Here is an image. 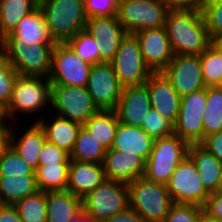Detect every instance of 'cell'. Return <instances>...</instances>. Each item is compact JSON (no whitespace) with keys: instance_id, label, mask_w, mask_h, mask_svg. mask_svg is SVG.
Returning a JSON list of instances; mask_svg holds the SVG:
<instances>
[{"instance_id":"obj_26","label":"cell","mask_w":222,"mask_h":222,"mask_svg":"<svg viewBox=\"0 0 222 222\" xmlns=\"http://www.w3.org/2000/svg\"><path fill=\"white\" fill-rule=\"evenodd\" d=\"M23 132L24 134L18 139L15 132L12 131L11 147L35 171L39 166V155L46 141L45 134L37 122H33Z\"/></svg>"},{"instance_id":"obj_51","label":"cell","mask_w":222,"mask_h":222,"mask_svg":"<svg viewBox=\"0 0 222 222\" xmlns=\"http://www.w3.org/2000/svg\"><path fill=\"white\" fill-rule=\"evenodd\" d=\"M8 118L7 106L0 101V125L7 124L8 122L5 123V121L10 120Z\"/></svg>"},{"instance_id":"obj_19","label":"cell","mask_w":222,"mask_h":222,"mask_svg":"<svg viewBox=\"0 0 222 222\" xmlns=\"http://www.w3.org/2000/svg\"><path fill=\"white\" fill-rule=\"evenodd\" d=\"M153 109L173 124L179 115L181 96L162 72L152 73L145 82Z\"/></svg>"},{"instance_id":"obj_15","label":"cell","mask_w":222,"mask_h":222,"mask_svg":"<svg viewBox=\"0 0 222 222\" xmlns=\"http://www.w3.org/2000/svg\"><path fill=\"white\" fill-rule=\"evenodd\" d=\"M162 73L181 97L206 88L200 55H174Z\"/></svg>"},{"instance_id":"obj_36","label":"cell","mask_w":222,"mask_h":222,"mask_svg":"<svg viewBox=\"0 0 222 222\" xmlns=\"http://www.w3.org/2000/svg\"><path fill=\"white\" fill-rule=\"evenodd\" d=\"M66 44L86 62L92 65L100 63L98 42L86 30L78 32L74 37L70 38Z\"/></svg>"},{"instance_id":"obj_8","label":"cell","mask_w":222,"mask_h":222,"mask_svg":"<svg viewBox=\"0 0 222 222\" xmlns=\"http://www.w3.org/2000/svg\"><path fill=\"white\" fill-rule=\"evenodd\" d=\"M82 206L97 222L123 213L129 208L128 184L106 180L82 199Z\"/></svg>"},{"instance_id":"obj_21","label":"cell","mask_w":222,"mask_h":222,"mask_svg":"<svg viewBox=\"0 0 222 222\" xmlns=\"http://www.w3.org/2000/svg\"><path fill=\"white\" fill-rule=\"evenodd\" d=\"M106 180L103 164L71 160L66 190L83 199Z\"/></svg>"},{"instance_id":"obj_24","label":"cell","mask_w":222,"mask_h":222,"mask_svg":"<svg viewBox=\"0 0 222 222\" xmlns=\"http://www.w3.org/2000/svg\"><path fill=\"white\" fill-rule=\"evenodd\" d=\"M35 122L43 129L47 141L69 154L72 152L78 132L82 127L80 123L70 121L58 115L50 123H47L44 117H39Z\"/></svg>"},{"instance_id":"obj_9","label":"cell","mask_w":222,"mask_h":222,"mask_svg":"<svg viewBox=\"0 0 222 222\" xmlns=\"http://www.w3.org/2000/svg\"><path fill=\"white\" fill-rule=\"evenodd\" d=\"M62 118L83 125L100 110L86 87L51 84V108Z\"/></svg>"},{"instance_id":"obj_38","label":"cell","mask_w":222,"mask_h":222,"mask_svg":"<svg viewBox=\"0 0 222 222\" xmlns=\"http://www.w3.org/2000/svg\"><path fill=\"white\" fill-rule=\"evenodd\" d=\"M18 75L0 45V101L6 106L11 100L13 86Z\"/></svg>"},{"instance_id":"obj_39","label":"cell","mask_w":222,"mask_h":222,"mask_svg":"<svg viewBox=\"0 0 222 222\" xmlns=\"http://www.w3.org/2000/svg\"><path fill=\"white\" fill-rule=\"evenodd\" d=\"M141 128L154 140L174 133V124L153 108L147 113Z\"/></svg>"},{"instance_id":"obj_43","label":"cell","mask_w":222,"mask_h":222,"mask_svg":"<svg viewBox=\"0 0 222 222\" xmlns=\"http://www.w3.org/2000/svg\"><path fill=\"white\" fill-rule=\"evenodd\" d=\"M70 154L65 150L58 148L49 141H45L40 155L39 165H56L59 163H70Z\"/></svg>"},{"instance_id":"obj_4","label":"cell","mask_w":222,"mask_h":222,"mask_svg":"<svg viewBox=\"0 0 222 222\" xmlns=\"http://www.w3.org/2000/svg\"><path fill=\"white\" fill-rule=\"evenodd\" d=\"M129 208L146 222H163L174 204L167 186L150 182L144 177L128 184Z\"/></svg>"},{"instance_id":"obj_23","label":"cell","mask_w":222,"mask_h":222,"mask_svg":"<svg viewBox=\"0 0 222 222\" xmlns=\"http://www.w3.org/2000/svg\"><path fill=\"white\" fill-rule=\"evenodd\" d=\"M18 42L28 46L35 44H57L51 37L49 28L40 8L23 17L10 33Z\"/></svg>"},{"instance_id":"obj_50","label":"cell","mask_w":222,"mask_h":222,"mask_svg":"<svg viewBox=\"0 0 222 222\" xmlns=\"http://www.w3.org/2000/svg\"><path fill=\"white\" fill-rule=\"evenodd\" d=\"M68 222H97L93 217L88 215L83 209Z\"/></svg>"},{"instance_id":"obj_17","label":"cell","mask_w":222,"mask_h":222,"mask_svg":"<svg viewBox=\"0 0 222 222\" xmlns=\"http://www.w3.org/2000/svg\"><path fill=\"white\" fill-rule=\"evenodd\" d=\"M85 30L98 42L100 63H110L114 59L121 40L127 34L117 15L87 18Z\"/></svg>"},{"instance_id":"obj_41","label":"cell","mask_w":222,"mask_h":222,"mask_svg":"<svg viewBox=\"0 0 222 222\" xmlns=\"http://www.w3.org/2000/svg\"><path fill=\"white\" fill-rule=\"evenodd\" d=\"M203 211L197 205L174 203L163 222H200Z\"/></svg>"},{"instance_id":"obj_48","label":"cell","mask_w":222,"mask_h":222,"mask_svg":"<svg viewBox=\"0 0 222 222\" xmlns=\"http://www.w3.org/2000/svg\"><path fill=\"white\" fill-rule=\"evenodd\" d=\"M0 222H22L14 205L0 204Z\"/></svg>"},{"instance_id":"obj_46","label":"cell","mask_w":222,"mask_h":222,"mask_svg":"<svg viewBox=\"0 0 222 222\" xmlns=\"http://www.w3.org/2000/svg\"><path fill=\"white\" fill-rule=\"evenodd\" d=\"M169 9H184L203 12L208 0H163Z\"/></svg>"},{"instance_id":"obj_44","label":"cell","mask_w":222,"mask_h":222,"mask_svg":"<svg viewBox=\"0 0 222 222\" xmlns=\"http://www.w3.org/2000/svg\"><path fill=\"white\" fill-rule=\"evenodd\" d=\"M203 210L208 216L222 220V190L210 194Z\"/></svg>"},{"instance_id":"obj_34","label":"cell","mask_w":222,"mask_h":222,"mask_svg":"<svg viewBox=\"0 0 222 222\" xmlns=\"http://www.w3.org/2000/svg\"><path fill=\"white\" fill-rule=\"evenodd\" d=\"M22 222L46 221V192L38 191L19 200L14 205Z\"/></svg>"},{"instance_id":"obj_11","label":"cell","mask_w":222,"mask_h":222,"mask_svg":"<svg viewBox=\"0 0 222 222\" xmlns=\"http://www.w3.org/2000/svg\"><path fill=\"white\" fill-rule=\"evenodd\" d=\"M121 86H139L145 84L152 74L145 65L137 38L126 34L110 62Z\"/></svg>"},{"instance_id":"obj_10","label":"cell","mask_w":222,"mask_h":222,"mask_svg":"<svg viewBox=\"0 0 222 222\" xmlns=\"http://www.w3.org/2000/svg\"><path fill=\"white\" fill-rule=\"evenodd\" d=\"M167 190L173 203L204 207L210 193L200 180L197 167L187 155L172 173Z\"/></svg>"},{"instance_id":"obj_1","label":"cell","mask_w":222,"mask_h":222,"mask_svg":"<svg viewBox=\"0 0 222 222\" xmlns=\"http://www.w3.org/2000/svg\"><path fill=\"white\" fill-rule=\"evenodd\" d=\"M165 28L175 55H201L212 44L203 14L198 11L169 9Z\"/></svg>"},{"instance_id":"obj_49","label":"cell","mask_w":222,"mask_h":222,"mask_svg":"<svg viewBox=\"0 0 222 222\" xmlns=\"http://www.w3.org/2000/svg\"><path fill=\"white\" fill-rule=\"evenodd\" d=\"M12 130L10 123L0 125V157L11 147Z\"/></svg>"},{"instance_id":"obj_25","label":"cell","mask_w":222,"mask_h":222,"mask_svg":"<svg viewBox=\"0 0 222 222\" xmlns=\"http://www.w3.org/2000/svg\"><path fill=\"white\" fill-rule=\"evenodd\" d=\"M82 209V199L67 190L46 192L47 222H68Z\"/></svg>"},{"instance_id":"obj_42","label":"cell","mask_w":222,"mask_h":222,"mask_svg":"<svg viewBox=\"0 0 222 222\" xmlns=\"http://www.w3.org/2000/svg\"><path fill=\"white\" fill-rule=\"evenodd\" d=\"M119 0H84L87 18L118 15Z\"/></svg>"},{"instance_id":"obj_28","label":"cell","mask_w":222,"mask_h":222,"mask_svg":"<svg viewBox=\"0 0 222 222\" xmlns=\"http://www.w3.org/2000/svg\"><path fill=\"white\" fill-rule=\"evenodd\" d=\"M39 191L35 175L0 176V204L15 205Z\"/></svg>"},{"instance_id":"obj_5","label":"cell","mask_w":222,"mask_h":222,"mask_svg":"<svg viewBox=\"0 0 222 222\" xmlns=\"http://www.w3.org/2000/svg\"><path fill=\"white\" fill-rule=\"evenodd\" d=\"M188 148L189 145L174 133L155 139L143 177L150 182L167 185L176 167L188 155Z\"/></svg>"},{"instance_id":"obj_13","label":"cell","mask_w":222,"mask_h":222,"mask_svg":"<svg viewBox=\"0 0 222 222\" xmlns=\"http://www.w3.org/2000/svg\"><path fill=\"white\" fill-rule=\"evenodd\" d=\"M207 103V87L181 97L179 115L174 123V134L188 145L204 140L203 112Z\"/></svg>"},{"instance_id":"obj_27","label":"cell","mask_w":222,"mask_h":222,"mask_svg":"<svg viewBox=\"0 0 222 222\" xmlns=\"http://www.w3.org/2000/svg\"><path fill=\"white\" fill-rule=\"evenodd\" d=\"M188 156L195 163L205 189L210 194L217 192L222 162L200 144L189 145Z\"/></svg>"},{"instance_id":"obj_6","label":"cell","mask_w":222,"mask_h":222,"mask_svg":"<svg viewBox=\"0 0 222 222\" xmlns=\"http://www.w3.org/2000/svg\"><path fill=\"white\" fill-rule=\"evenodd\" d=\"M168 5L163 0H119L118 20L127 34L165 27Z\"/></svg>"},{"instance_id":"obj_52","label":"cell","mask_w":222,"mask_h":222,"mask_svg":"<svg viewBox=\"0 0 222 222\" xmlns=\"http://www.w3.org/2000/svg\"><path fill=\"white\" fill-rule=\"evenodd\" d=\"M212 45H213L220 53H222V35L213 38V39H212Z\"/></svg>"},{"instance_id":"obj_20","label":"cell","mask_w":222,"mask_h":222,"mask_svg":"<svg viewBox=\"0 0 222 222\" xmlns=\"http://www.w3.org/2000/svg\"><path fill=\"white\" fill-rule=\"evenodd\" d=\"M145 163L138 155L110 148L106 151L103 165L107 180L129 184L144 176Z\"/></svg>"},{"instance_id":"obj_37","label":"cell","mask_w":222,"mask_h":222,"mask_svg":"<svg viewBox=\"0 0 222 222\" xmlns=\"http://www.w3.org/2000/svg\"><path fill=\"white\" fill-rule=\"evenodd\" d=\"M35 175L34 170L21 156L10 147L4 155L0 157V176H26Z\"/></svg>"},{"instance_id":"obj_16","label":"cell","mask_w":222,"mask_h":222,"mask_svg":"<svg viewBox=\"0 0 222 222\" xmlns=\"http://www.w3.org/2000/svg\"><path fill=\"white\" fill-rule=\"evenodd\" d=\"M133 35L138 40L145 65L152 73L162 72L175 55L166 28L146 29Z\"/></svg>"},{"instance_id":"obj_3","label":"cell","mask_w":222,"mask_h":222,"mask_svg":"<svg viewBox=\"0 0 222 222\" xmlns=\"http://www.w3.org/2000/svg\"><path fill=\"white\" fill-rule=\"evenodd\" d=\"M55 45L35 44L28 46L23 42H18L11 34L1 39V46L9 62L20 76L48 78Z\"/></svg>"},{"instance_id":"obj_2","label":"cell","mask_w":222,"mask_h":222,"mask_svg":"<svg viewBox=\"0 0 222 222\" xmlns=\"http://www.w3.org/2000/svg\"><path fill=\"white\" fill-rule=\"evenodd\" d=\"M39 8L56 43H66L85 30L84 0H39Z\"/></svg>"},{"instance_id":"obj_31","label":"cell","mask_w":222,"mask_h":222,"mask_svg":"<svg viewBox=\"0 0 222 222\" xmlns=\"http://www.w3.org/2000/svg\"><path fill=\"white\" fill-rule=\"evenodd\" d=\"M69 166L70 163L39 165L34 171L39 190L43 192L66 190Z\"/></svg>"},{"instance_id":"obj_29","label":"cell","mask_w":222,"mask_h":222,"mask_svg":"<svg viewBox=\"0 0 222 222\" xmlns=\"http://www.w3.org/2000/svg\"><path fill=\"white\" fill-rule=\"evenodd\" d=\"M39 7V0H0V40Z\"/></svg>"},{"instance_id":"obj_18","label":"cell","mask_w":222,"mask_h":222,"mask_svg":"<svg viewBox=\"0 0 222 222\" xmlns=\"http://www.w3.org/2000/svg\"><path fill=\"white\" fill-rule=\"evenodd\" d=\"M151 108L150 94L143 84L124 87L115 112L122 124L141 127Z\"/></svg>"},{"instance_id":"obj_32","label":"cell","mask_w":222,"mask_h":222,"mask_svg":"<svg viewBox=\"0 0 222 222\" xmlns=\"http://www.w3.org/2000/svg\"><path fill=\"white\" fill-rule=\"evenodd\" d=\"M107 149L95 140L83 127L78 132L70 159L103 164Z\"/></svg>"},{"instance_id":"obj_47","label":"cell","mask_w":222,"mask_h":222,"mask_svg":"<svg viewBox=\"0 0 222 222\" xmlns=\"http://www.w3.org/2000/svg\"><path fill=\"white\" fill-rule=\"evenodd\" d=\"M104 222H146L138 213L128 208L125 212L116 214Z\"/></svg>"},{"instance_id":"obj_12","label":"cell","mask_w":222,"mask_h":222,"mask_svg":"<svg viewBox=\"0 0 222 222\" xmlns=\"http://www.w3.org/2000/svg\"><path fill=\"white\" fill-rule=\"evenodd\" d=\"M92 64L83 60L66 43H57L52 52L51 84L86 87Z\"/></svg>"},{"instance_id":"obj_14","label":"cell","mask_w":222,"mask_h":222,"mask_svg":"<svg viewBox=\"0 0 222 222\" xmlns=\"http://www.w3.org/2000/svg\"><path fill=\"white\" fill-rule=\"evenodd\" d=\"M86 88L99 110H116L123 87L111 63L92 65Z\"/></svg>"},{"instance_id":"obj_33","label":"cell","mask_w":222,"mask_h":222,"mask_svg":"<svg viewBox=\"0 0 222 222\" xmlns=\"http://www.w3.org/2000/svg\"><path fill=\"white\" fill-rule=\"evenodd\" d=\"M202 119L204 138L222 131V87H207V103Z\"/></svg>"},{"instance_id":"obj_35","label":"cell","mask_w":222,"mask_h":222,"mask_svg":"<svg viewBox=\"0 0 222 222\" xmlns=\"http://www.w3.org/2000/svg\"><path fill=\"white\" fill-rule=\"evenodd\" d=\"M202 75L206 87H221L222 53L212 44L200 55Z\"/></svg>"},{"instance_id":"obj_54","label":"cell","mask_w":222,"mask_h":222,"mask_svg":"<svg viewBox=\"0 0 222 222\" xmlns=\"http://www.w3.org/2000/svg\"><path fill=\"white\" fill-rule=\"evenodd\" d=\"M218 190H222V165H221L219 182H218Z\"/></svg>"},{"instance_id":"obj_45","label":"cell","mask_w":222,"mask_h":222,"mask_svg":"<svg viewBox=\"0 0 222 222\" xmlns=\"http://www.w3.org/2000/svg\"><path fill=\"white\" fill-rule=\"evenodd\" d=\"M200 145L222 162V131L206 136Z\"/></svg>"},{"instance_id":"obj_22","label":"cell","mask_w":222,"mask_h":222,"mask_svg":"<svg viewBox=\"0 0 222 222\" xmlns=\"http://www.w3.org/2000/svg\"><path fill=\"white\" fill-rule=\"evenodd\" d=\"M153 144L154 139L141 127L128 126L119 122L112 148L121 150L125 154L138 155L146 162Z\"/></svg>"},{"instance_id":"obj_30","label":"cell","mask_w":222,"mask_h":222,"mask_svg":"<svg viewBox=\"0 0 222 222\" xmlns=\"http://www.w3.org/2000/svg\"><path fill=\"white\" fill-rule=\"evenodd\" d=\"M118 125L119 120L115 111L100 110L82 127L106 149H110L113 146Z\"/></svg>"},{"instance_id":"obj_40","label":"cell","mask_w":222,"mask_h":222,"mask_svg":"<svg viewBox=\"0 0 222 222\" xmlns=\"http://www.w3.org/2000/svg\"><path fill=\"white\" fill-rule=\"evenodd\" d=\"M202 14L211 39L222 35V0H208Z\"/></svg>"},{"instance_id":"obj_53","label":"cell","mask_w":222,"mask_h":222,"mask_svg":"<svg viewBox=\"0 0 222 222\" xmlns=\"http://www.w3.org/2000/svg\"><path fill=\"white\" fill-rule=\"evenodd\" d=\"M200 222H222V220L212 218L203 211Z\"/></svg>"},{"instance_id":"obj_7","label":"cell","mask_w":222,"mask_h":222,"mask_svg":"<svg viewBox=\"0 0 222 222\" xmlns=\"http://www.w3.org/2000/svg\"><path fill=\"white\" fill-rule=\"evenodd\" d=\"M48 104L51 105V83L48 78L18 75L7 113L10 120L16 121L18 112L34 114Z\"/></svg>"}]
</instances>
